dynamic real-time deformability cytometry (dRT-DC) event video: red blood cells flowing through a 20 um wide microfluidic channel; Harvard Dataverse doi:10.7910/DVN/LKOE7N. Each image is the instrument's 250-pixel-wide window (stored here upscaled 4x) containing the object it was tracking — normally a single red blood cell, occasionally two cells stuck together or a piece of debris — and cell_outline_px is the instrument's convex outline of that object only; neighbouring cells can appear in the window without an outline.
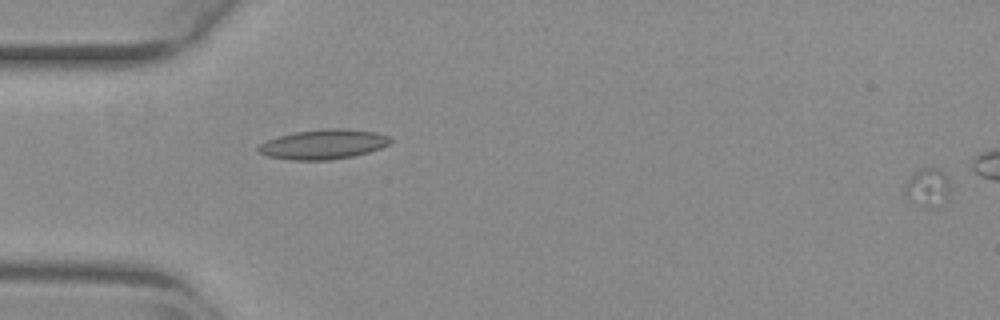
{"species": "common noctule bat (a hibernating species)", "species_latin": "Nyctalus noctula", "temperature_condition": "warm", "stored_images_in_passage": 14, "camera_frame_rate_fps": 3000, "um_per_image_px": 0.085, "animal": {"sex": "female", "body_mass_g": 29.2, "forearm_length_mm": 56.3}, "frame": {"image": 1, "passage_image": 1, "time_ms": 0.0, "image_size_px": [1000, 320], "cell_outline_px": [[948, 196], [932, 208], [920, 208], [904, 192], [904, 184], [912, 172], [924, 168], [936, 168], [944, 172], [948, 176]], "centroid_in_image_um": [78.8, 15.91], "position_along_channel_um": 6.2, "area_um2": 10.06}}